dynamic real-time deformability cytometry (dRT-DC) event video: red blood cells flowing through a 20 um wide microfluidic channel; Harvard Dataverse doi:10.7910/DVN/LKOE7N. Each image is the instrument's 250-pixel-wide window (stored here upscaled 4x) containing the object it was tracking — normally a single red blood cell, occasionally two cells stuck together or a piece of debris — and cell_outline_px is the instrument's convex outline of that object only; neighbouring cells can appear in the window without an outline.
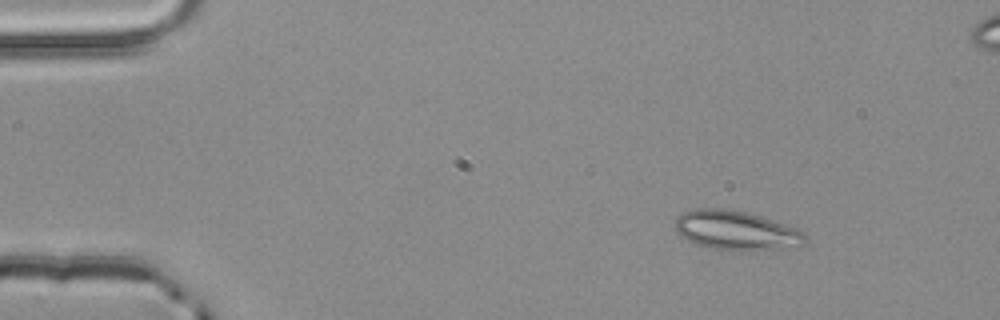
{"species": "common noctule bat (a hibernating species)", "species_latin": "Nyctalus noctula", "temperature_condition": "room temperature", "stored_images_in_passage": 3, "camera_frame_rate_fps": 3000, "um_per_image_px": 0.085, "animal": {"sex": "male", "body_mass_g": 20.4}, "frame": {"image": 1, "passage_image": 1, "time_ms": 0.0, "image_size_px": [1000, 320], "cell_outline_px": [[808, 240], [804, 244], [776, 248], [740, 252], [708, 248], [696, 244], [688, 240], [676, 232], [672, 224], [676, 216], [692, 208], [724, 208], [744, 212], [760, 216], [796, 228], [804, 232], [808, 236]], "centroid_in_image_um": [62.5, 19.59], "position_along_channel_um": 22.5, "area_um2": 30.11}}